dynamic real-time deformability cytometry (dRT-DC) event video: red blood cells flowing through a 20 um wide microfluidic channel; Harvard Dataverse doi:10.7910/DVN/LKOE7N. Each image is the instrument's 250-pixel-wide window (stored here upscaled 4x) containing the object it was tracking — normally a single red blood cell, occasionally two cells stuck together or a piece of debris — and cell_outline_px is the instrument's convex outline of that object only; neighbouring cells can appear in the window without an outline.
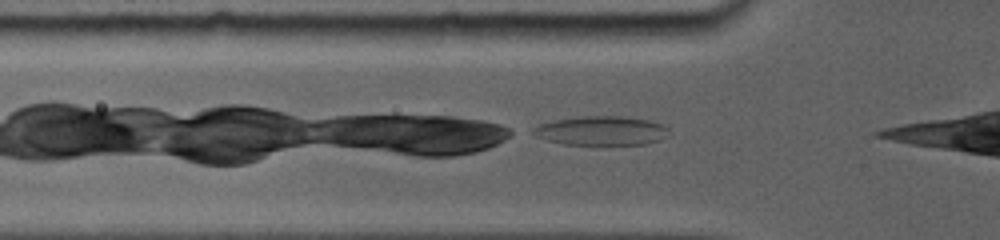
{"species": "common noctule bat (a hibernating species)", "species_latin": "Nyctalus noctula", "temperature_condition": "room temperature", "stored_images_in_passage": 11, "camera_frame_rate_fps": 5000, "um_per_image_px": 0.085, "animal": {"sex": "female", "body_mass_g": 19.0, "forearm_length_mm": 56.7}, "frame": {"image": 1, "passage_image": 2, "time_ms": 0.2, "image_size_px": [1000, 240], "cell_outline_px": [[664, 128], [656, 140], [644, 144], [564, 144], [548, 140], [532, 132], [540, 124], [556, 120], [580, 116], [620, 116], [648, 120], [660, 124]], "centroid_in_image_um": [51.01, 11.1], "position_along_channel_um": 74.8, "area_um2": 21.85}}
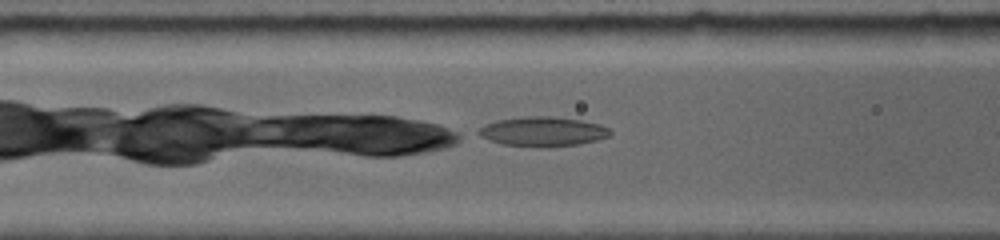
{"frame": {"image": 2, "passage_image": 10, "time_ms": 1.4, "image_size_px": [1000, 240], "cell_outline_px": [[612, 132], [608, 136], [596, 140], [576, 144], [504, 144], [492, 140], [484, 136], [480, 132], [480, 128], [488, 124], [500, 120], [524, 116], [552, 116], [580, 120], [596, 124], [608, 128]], "centroid_in_image_um": [46.2, 11.12], "position_along_channel_um": 120.4, "area_um2": 20.98}}